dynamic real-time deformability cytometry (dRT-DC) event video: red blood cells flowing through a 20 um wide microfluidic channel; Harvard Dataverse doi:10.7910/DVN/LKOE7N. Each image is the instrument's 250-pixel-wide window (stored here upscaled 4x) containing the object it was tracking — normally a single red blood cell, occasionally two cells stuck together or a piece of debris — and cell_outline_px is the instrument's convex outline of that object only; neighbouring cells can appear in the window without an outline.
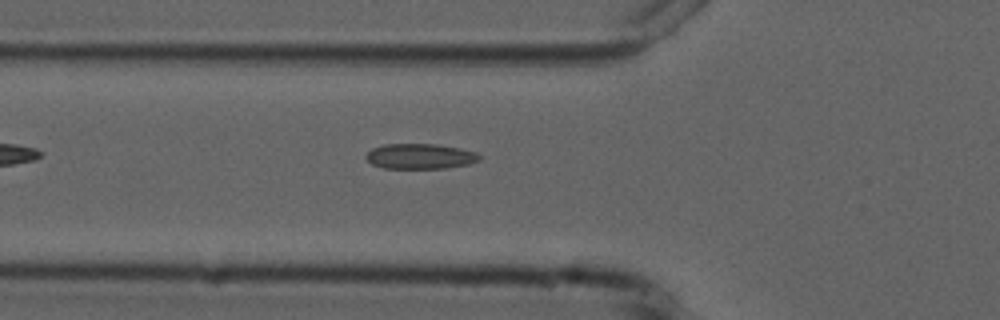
{"species": "common noctule bat (a hibernating species)", "species_latin": "Nyctalus noctula", "temperature_condition": "cold", "stored_images_in_passage": 4, "camera_frame_rate_fps": 3000, "um_per_image_px": 0.085, "animal": {"sex": "male", "forearm_length_mm": 52.5}, "frame": {"image": 1, "passage_image": 4, "time_ms": 3.333, "image_size_px": [1000, 320], "cell_outline_px": [[480, 160], [468, 164], [448, 168], [384, 168], [372, 164], [364, 156], [372, 148], [384, 144], [436, 144], [460, 148], [476, 152], [480, 156]], "centroid_in_image_um": [35.71, 13.28], "position_along_channel_um": 90.1, "area_um2": 16.7}}